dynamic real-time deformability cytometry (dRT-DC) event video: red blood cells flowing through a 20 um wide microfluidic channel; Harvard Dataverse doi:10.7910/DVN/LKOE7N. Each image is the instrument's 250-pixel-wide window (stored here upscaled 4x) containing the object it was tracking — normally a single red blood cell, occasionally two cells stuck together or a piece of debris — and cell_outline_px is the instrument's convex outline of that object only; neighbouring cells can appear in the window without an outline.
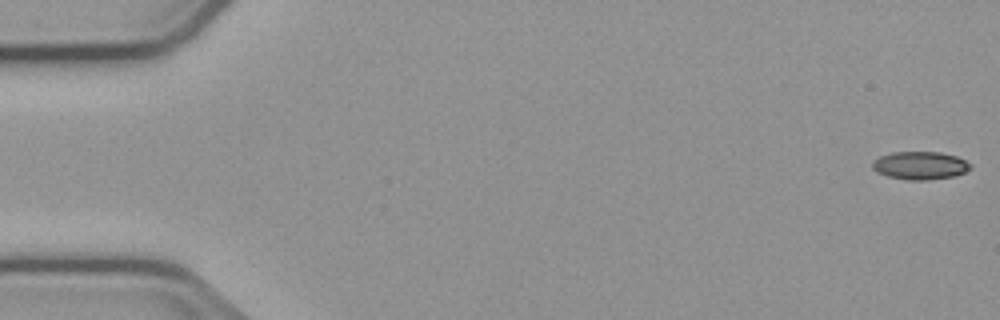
{"species": "common noctule bat (a hibernating species)", "species_latin": "Nyctalus noctula", "temperature_condition": "cold", "stored_images_in_passage": 13, "camera_frame_rate_fps": 3000, "um_per_image_px": 0.085, "animal": {"sex": "male", "body_mass_g": 23.1, "forearm_length_mm": 52.7}, "frame": {"image": 1, "passage_image": 1, "time_ms": 0.0, "image_size_px": [1000, 320], "cell_outline_px": [[972, 168], [956, 176], [928, 180], [908, 180], [888, 176], [876, 172], [872, 168], [872, 160], [880, 156], [892, 152], [940, 152], [956, 156], [972, 164]], "centroid_in_image_um": [78.21, 14.07], "position_along_channel_um": 6.8, "area_um2": 16.13}}